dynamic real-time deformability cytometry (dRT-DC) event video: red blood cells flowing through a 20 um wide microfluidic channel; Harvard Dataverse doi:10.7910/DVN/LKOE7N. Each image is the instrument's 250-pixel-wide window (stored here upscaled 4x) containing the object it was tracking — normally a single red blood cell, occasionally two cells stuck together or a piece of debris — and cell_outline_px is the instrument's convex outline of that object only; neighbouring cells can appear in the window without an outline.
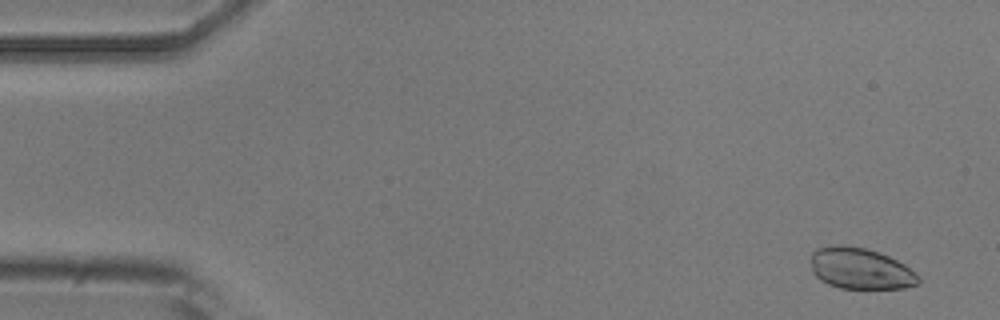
{"species": "common noctule bat (a hibernating species)", "species_latin": "Nyctalus noctula", "temperature_condition": "room temperature", "stored_images_in_passage": 5, "camera_frame_rate_fps": 3000, "um_per_image_px": 0.085, "animal": {"sex": "male", "body_mass_g": 20.5, "forearm_length_mm": 52.5}, "frame": {"image": 1, "passage_image": 1, "time_ms": 0.0, "image_size_px": [1000, 320], "cell_outline_px": [[920, 284], [904, 288], [840, 288], [828, 284], [820, 280], [812, 272], [812, 252], [816, 248], [840, 244], [864, 248], [888, 256], [904, 264], [920, 276]], "centroid_in_image_um": [73.14, 22.83], "position_along_channel_um": 11.9, "area_um2": 25.78}}
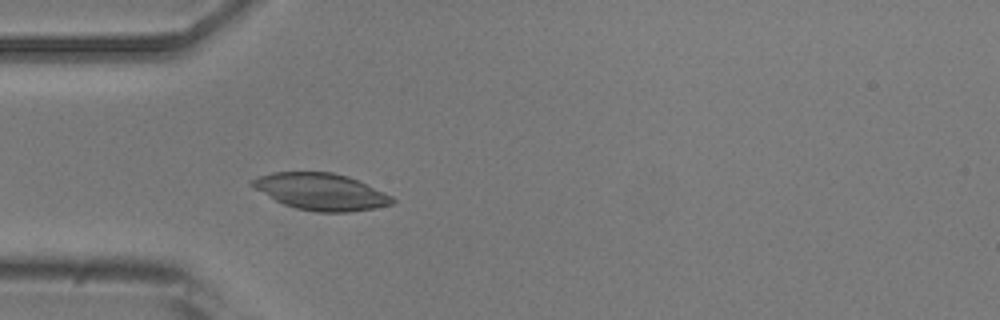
{"frame": {"image": 2, "passage_image": 5, "time_ms": 4.333, "image_size_px": [1000, 320], "cell_outline_px": [[396, 200], [392, 204], [376, 208], [348, 212], [316, 212], [296, 208], [284, 204], [276, 200], [248, 184], [248, 180], [272, 172], [332, 172], [348, 176], [392, 196]], "centroid_in_image_um": [27.27, 16.29], "position_along_channel_um": 57.7, "area_um2": 29.82}}